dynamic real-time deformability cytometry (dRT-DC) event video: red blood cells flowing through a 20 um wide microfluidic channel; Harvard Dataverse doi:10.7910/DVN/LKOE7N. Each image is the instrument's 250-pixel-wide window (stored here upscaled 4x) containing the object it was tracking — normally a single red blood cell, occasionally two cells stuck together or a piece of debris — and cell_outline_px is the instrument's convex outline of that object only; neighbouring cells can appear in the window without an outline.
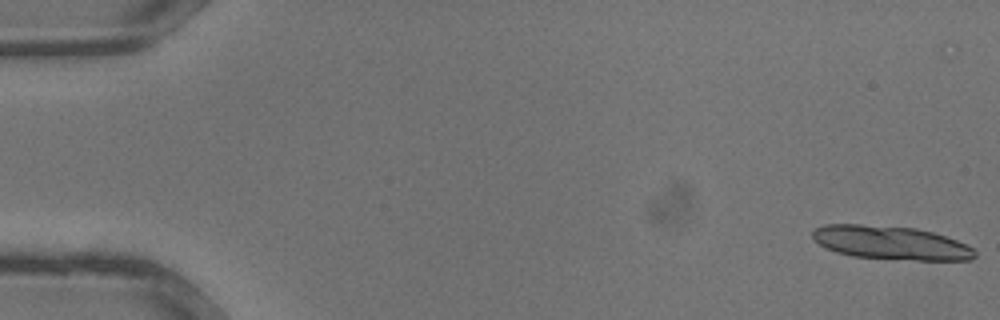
{"species": "common noctule bat (a hibernating species)", "species_latin": "Nyctalus noctula", "temperature_condition": "warm", "stored_images_in_passage": 22, "segment_of_instrument_passage": [1, 2], "camera_frame_rate_fps": 3000, "um_per_image_px": 0.085, "animal": {"sex": "male", "body_mass_g": 13.3}, "frame": {"image": 1, "passage_image": 1, "time_ms": 0.0, "image_size_px": [1000, 320], "cell_outline_px": [[976, 256], [972, 260], [916, 260], [852, 256], [836, 252], [820, 244], [812, 236], [812, 232], [816, 228], [824, 224], [860, 224], [916, 228], [932, 232], [956, 240], [972, 248], [976, 252]], "centroid_in_image_um": [75.72, 20.63], "position_along_channel_um": 9.3, "area_um2": 31.5}}